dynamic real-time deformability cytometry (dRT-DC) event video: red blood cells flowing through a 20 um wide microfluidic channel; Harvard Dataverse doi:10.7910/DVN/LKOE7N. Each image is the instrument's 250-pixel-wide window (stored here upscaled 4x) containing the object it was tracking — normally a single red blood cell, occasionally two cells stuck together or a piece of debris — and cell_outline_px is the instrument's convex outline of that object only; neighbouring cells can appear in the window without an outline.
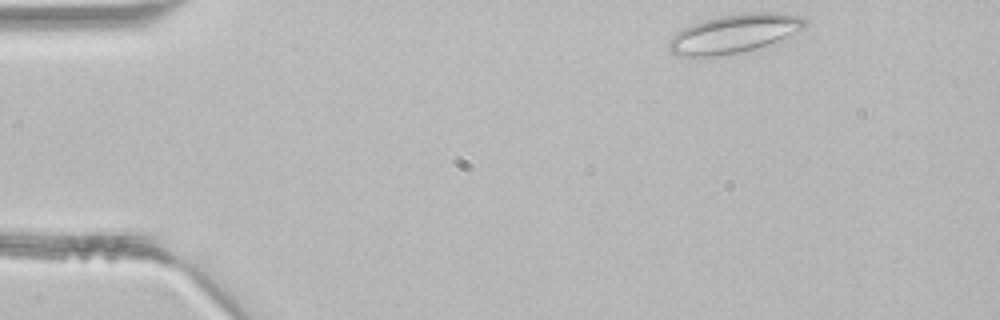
{"species": "common noctule bat (a hibernating species)", "species_latin": "Nyctalus noctula", "temperature_condition": "room temperature", "stored_images_in_passage": 3, "camera_frame_rate_fps": 3000, "um_per_image_px": 0.085, "animal": {"sex": "male", "body_mass_g": 21.5, "forearm_length_mm": 52.0}, "frame": {"image": 1, "passage_image": 1, "time_ms": 0.0, "image_size_px": [1000, 320], "cell_outline_px": [[808, 24], [804, 28], [776, 44], [764, 48], [740, 52], [712, 56], [676, 56], [668, 48], [668, 40], [676, 32], [688, 24], [720, 16], [744, 12], [776, 12], [804, 16], [808, 20]], "centroid_in_image_um": [62.47, 2.85], "position_along_channel_um": 22.5, "area_um2": 31.5}}